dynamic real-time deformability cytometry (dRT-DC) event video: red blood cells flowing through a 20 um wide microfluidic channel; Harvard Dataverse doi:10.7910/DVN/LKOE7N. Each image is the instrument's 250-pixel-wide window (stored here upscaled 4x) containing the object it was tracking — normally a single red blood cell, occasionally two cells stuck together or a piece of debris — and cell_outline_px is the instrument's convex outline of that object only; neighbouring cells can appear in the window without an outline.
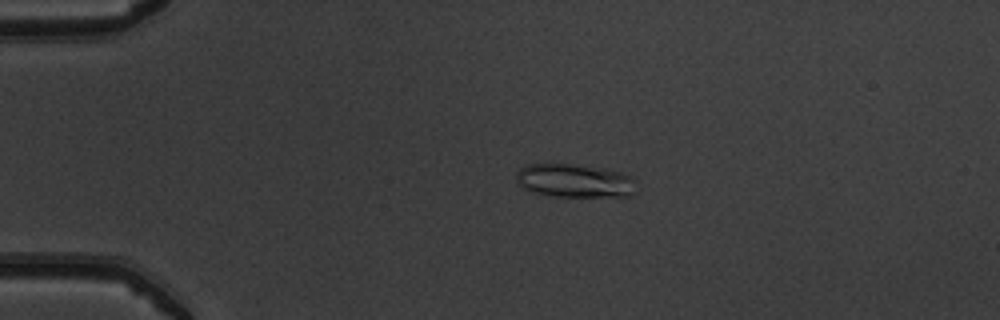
{"species": "common noctule bat (a hibernating species)", "species_latin": "Nyctalus noctula", "temperature_condition": "warm", "stored_images_in_passage": 52, "camera_frame_rate_fps": 3000, "um_per_image_px": 0.085, "animal": {"sex": "male", "body_mass_g": 19.5, "forearm_length_mm": 54.6}, "frame": {"image": 1, "passage_image": 12, "time_ms": 3.667, "image_size_px": [1000, 320], "cell_outline_px": [[636, 192], [628, 196], [548, 196], [528, 192], [516, 184], [516, 172], [520, 168], [528, 164], [572, 164], [604, 168], [620, 172], [632, 176], [636, 180]], "centroid_in_image_um": [48.81, 15.37], "position_along_channel_um": 36.2, "area_um2": 23.93}}
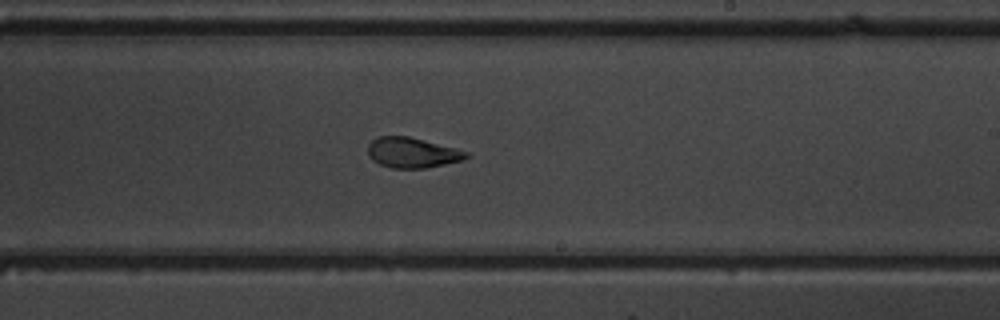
{"frame": {"image": 2, "passage_image": 32, "time_ms": 10.333, "image_size_px": [1000, 320], "cell_outline_px": [[472, 156], [460, 160], [444, 164], [424, 168], [392, 168], [380, 164], [372, 160], [368, 156], [368, 144], [372, 140], [380, 136], [408, 136], [456, 148], [468, 152]], "centroid_in_image_um": [35.03, 12.97], "position_along_channel_um": 254.0, "area_um2": 17.28}}
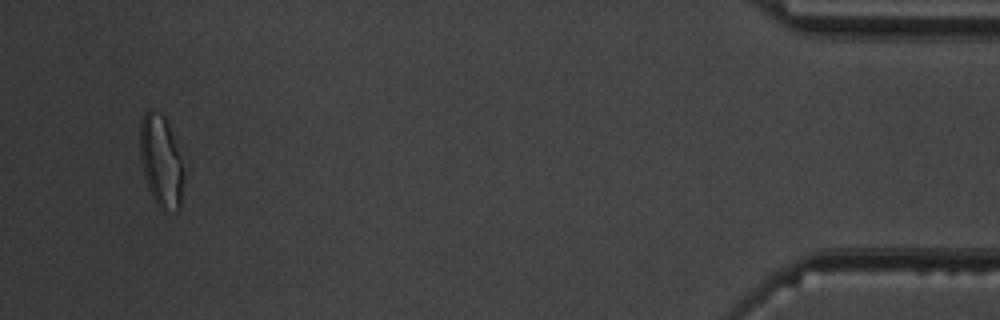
{"frame": {"image": 3, "passage_image": 50, "time_ms": 16.333, "image_size_px": [1000, 320], "cell_outline_px": [[184, 176], [180, 208], [176, 212], [160, 208], [156, 204], [148, 188], [144, 176], [140, 160], [140, 120], [144, 112], [152, 108], [160, 112], [164, 116], [168, 124], [180, 156], [184, 172]], "centroid_in_image_um": [13.67, 13.69], "position_along_channel_um": 421.5, "area_um2": 23.58}, "authors_computed_cell_mechanics": {"area_um2": 19.3052, "velocity_mm_per_s": 3.9662, "shape_relaxation_time_tau1_ms": 6.9988, "shape_relaxation_time_tau2_ms": 1.3351, "deformation_change_tau1": 0.2284, "deformation_change_tau2": 0.0745}}